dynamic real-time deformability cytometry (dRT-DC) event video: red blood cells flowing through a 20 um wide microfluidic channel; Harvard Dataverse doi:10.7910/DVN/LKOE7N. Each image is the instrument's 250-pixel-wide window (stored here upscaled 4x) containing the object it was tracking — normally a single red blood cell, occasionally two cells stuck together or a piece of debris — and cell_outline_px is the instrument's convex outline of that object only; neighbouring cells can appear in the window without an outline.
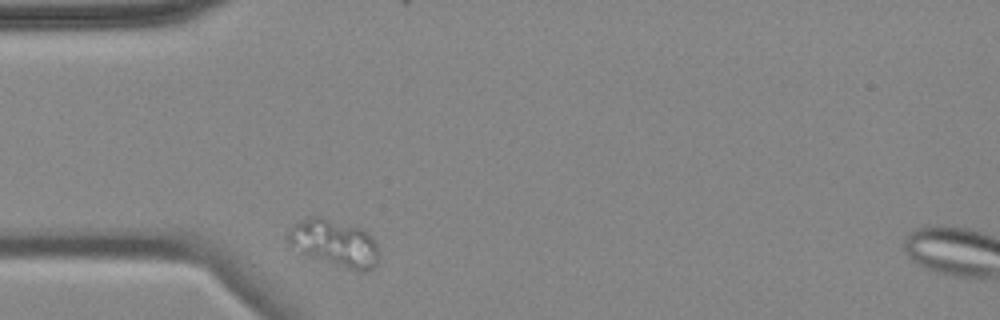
{"species": "common noctule bat (a hibernating species)", "species_latin": "Nyctalus noctula", "temperature_condition": "cold", "stored_images_in_passage": 2, "camera_frame_rate_fps": 3000, "um_per_image_px": 0.085, "animal": {"sex": "female", "body_mass_g": 18.4}, "frame": {"image": 1, "passage_image": 1, "time_ms": 0.0, "image_size_px": [1000, 320], "cell_outline_px": [[380, 252], [376, 264], [372, 268], [364, 272], [360, 272], [300, 252], [288, 244], [288, 232], [296, 224], [312, 216], [320, 216], [360, 228], [372, 236]], "centroid_in_image_um": [28.48, 20.66], "position_along_channel_um": 56.5, "area_um2": 24.22}}